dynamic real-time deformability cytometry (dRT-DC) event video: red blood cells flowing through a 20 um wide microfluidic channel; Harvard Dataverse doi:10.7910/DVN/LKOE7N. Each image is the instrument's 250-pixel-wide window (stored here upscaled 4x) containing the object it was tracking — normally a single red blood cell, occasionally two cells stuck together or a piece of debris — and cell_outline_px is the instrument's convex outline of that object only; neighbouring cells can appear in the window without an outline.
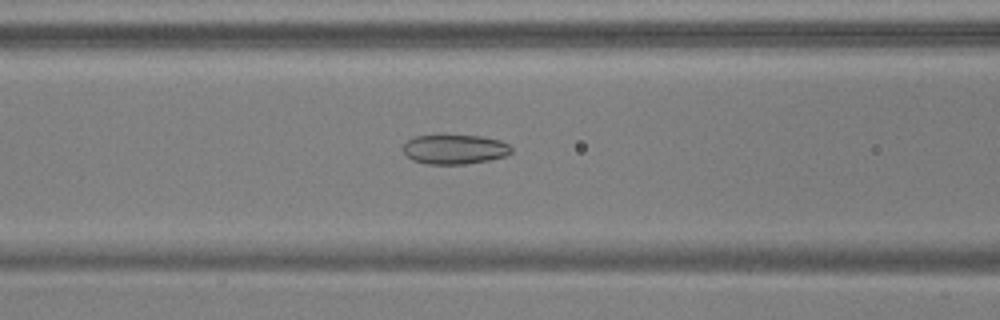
{"species": "common noctule bat (a hibernating species)", "species_latin": "Nyctalus noctula", "temperature_condition": "warm", "stored_images_in_passage": 51, "camera_frame_rate_fps": 3000, "um_per_image_px": 0.085, "animal": {"sex": "male", "body_mass_g": 17.9, "forearm_length_mm": 54.2}, "frame": {"image": 1, "passage_image": 20, "time_ms": 6.333, "image_size_px": [1000, 320], "cell_outline_px": [[512, 152], [504, 156], [488, 160], [464, 164], [428, 164], [412, 160], [404, 152], [404, 144], [408, 140], [416, 136], [480, 136], [500, 140], [508, 144], [512, 148]], "centroid_in_image_um": [38.66, 12.7], "position_along_channel_um": 127.9, "area_um2": 18.32}}
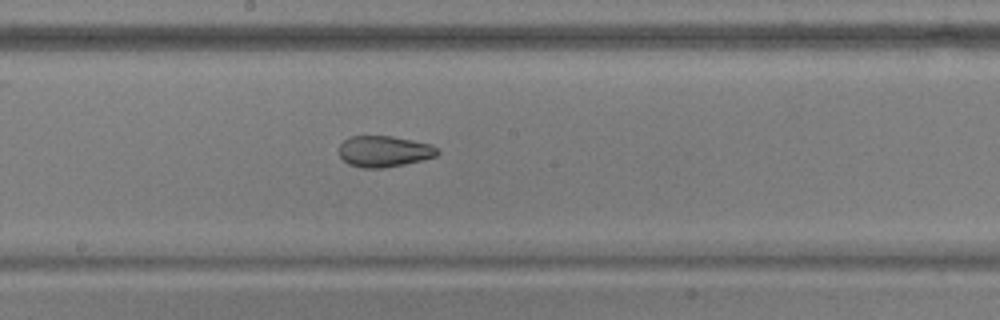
{"frame": {"image": 2, "passage_image": 27, "time_ms": 8.667, "image_size_px": [1000, 320], "cell_outline_px": [[440, 152], [436, 156], [404, 164], [380, 168], [364, 168], [348, 164], [340, 156], [340, 144], [344, 140], [352, 136], [392, 136], [432, 144]], "centroid_in_image_um": [32.65, 12.86], "position_along_channel_um": 215.5, "area_um2": 17.69}}
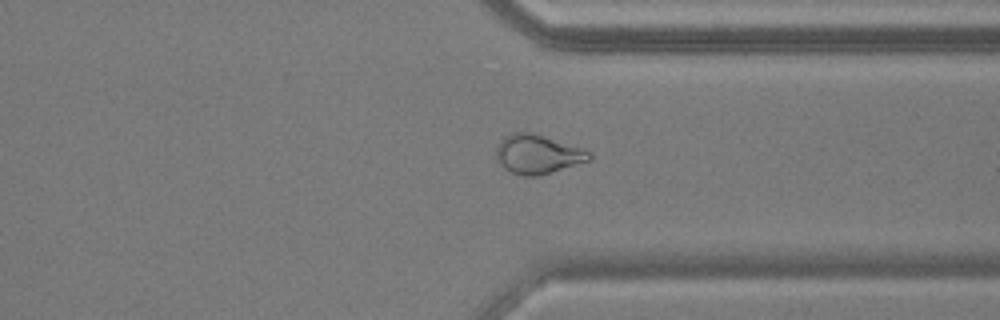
{"frame": {"image": 3, "passage_image": 39, "time_ms": 12.667, "image_size_px": [1000, 320], "cell_outline_px": [[592, 160], [536, 176], [524, 176], [512, 172], [504, 168], [496, 160], [496, 148], [500, 140], [504, 136], [512, 132], [532, 132], [592, 152]], "centroid_in_image_um": [45.67, 13.1], "position_along_channel_um": 365.7, "area_um2": 21.1}, "authors_computed_cell_mechanics": {"area_um2": 22.5998, "velocity_mm_per_s": 3.7563, "shape_relaxation_time_tau1_ms": null, "shape_relaxation_time_tau2_ms": 2.0339, "deformation_change_tau1": null, "deformation_change_tau2": 0.0819}}